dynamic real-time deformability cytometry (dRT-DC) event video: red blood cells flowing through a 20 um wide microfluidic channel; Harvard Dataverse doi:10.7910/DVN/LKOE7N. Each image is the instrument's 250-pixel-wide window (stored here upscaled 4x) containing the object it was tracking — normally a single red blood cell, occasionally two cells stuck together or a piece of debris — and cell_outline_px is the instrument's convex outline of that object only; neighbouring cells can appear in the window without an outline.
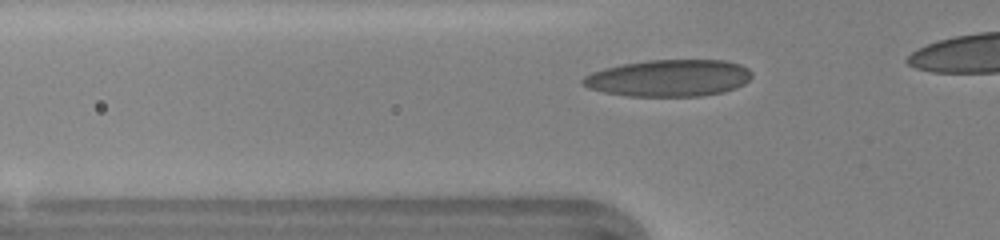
{"species": "human", "species_latin": "Homo sapiens", "temperature_condition": "warm", "stored_images_in_passage": 29, "camera_frame_rate_fps": 3000, "um_per_image_px": 0.085, "donor": {"sex": "female"}, "frame": {"image": 1, "passage_image": 5, "time_ms": 1.333, "image_size_px": [1000, 240], "cell_outline_px": [[752, 76], [744, 84], [736, 88], [724, 92], [700, 96], [628, 96], [604, 92], [588, 88], [580, 84], [580, 80], [584, 76], [592, 72], [604, 68], [624, 64], [648, 60], [724, 60], [740, 64], [748, 68], [752, 72]], "centroid_in_image_um": [56.85, 6.64], "position_along_channel_um": 69.0, "area_um2": 36.47}}
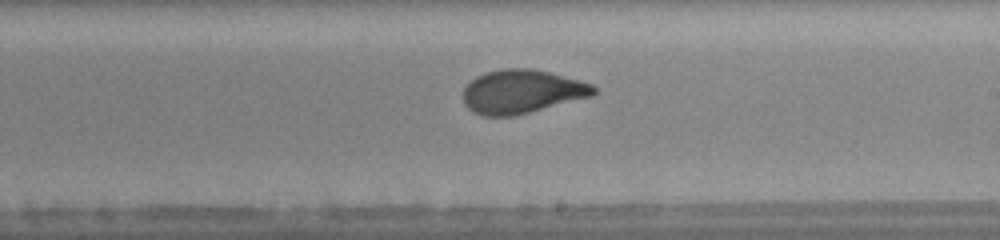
{"frame": {"image": 2, "passage_image": 17, "time_ms": 5.333, "image_size_px": [1000, 240], "cell_outline_px": [[596, 92], [592, 96], [516, 116], [480, 116], [472, 112], [464, 104], [464, 88], [476, 76], [488, 72], [504, 68], [532, 68], [580, 80], [592, 84], [596, 88]], "centroid_in_image_um": [44.36, 7.8], "position_along_channel_um": 244.6, "area_um2": 33.29}}